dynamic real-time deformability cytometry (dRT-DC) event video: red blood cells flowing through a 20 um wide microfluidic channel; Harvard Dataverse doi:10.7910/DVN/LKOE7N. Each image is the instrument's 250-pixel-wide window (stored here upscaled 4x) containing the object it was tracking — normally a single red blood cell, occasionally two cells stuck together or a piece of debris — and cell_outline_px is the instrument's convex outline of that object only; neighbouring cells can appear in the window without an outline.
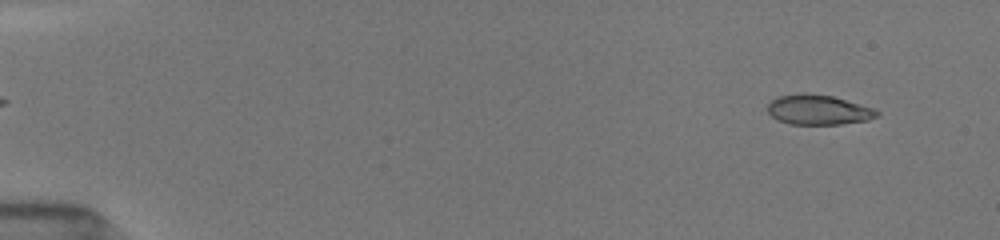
{"species": "common noctule bat (a hibernating species)", "species_latin": "Nyctalus noctula", "temperature_condition": "room temperature", "stored_images_in_passage": 14, "camera_frame_rate_fps": 3000, "um_per_image_px": 0.085, "animal": {"sex": "female", "body_mass_g": 19.5, "forearm_length_mm": 54.1}, "frame": {"image": 1, "passage_image": 1, "time_ms": 0.0, "image_size_px": [1000, 240], "cell_outline_px": [[880, 116], [868, 120], [840, 124], [788, 124], [772, 116], [768, 112], [768, 104], [772, 100], [780, 96], [832, 96], [872, 108], [880, 112]], "centroid_in_image_um": [69.62, 9.39], "position_along_channel_um": 15.4, "area_um2": 18.15}}
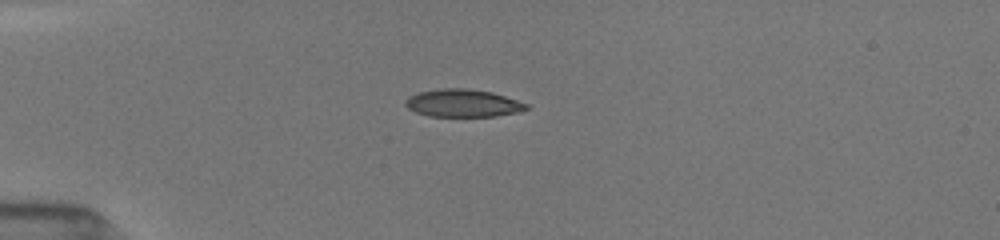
{"frame": {"image": 2, "passage_image": 7, "time_ms": 3.333, "image_size_px": [1000, 240], "cell_outline_px": [[528, 108], [520, 112], [496, 116], [428, 116], [416, 112], [408, 108], [404, 104], [404, 100], [408, 96], [420, 92], [440, 88], [468, 88], [492, 92], [528, 104]], "centroid_in_image_um": [39.32, 8.76], "position_along_channel_um": 45.7, "area_um2": 19.54}}
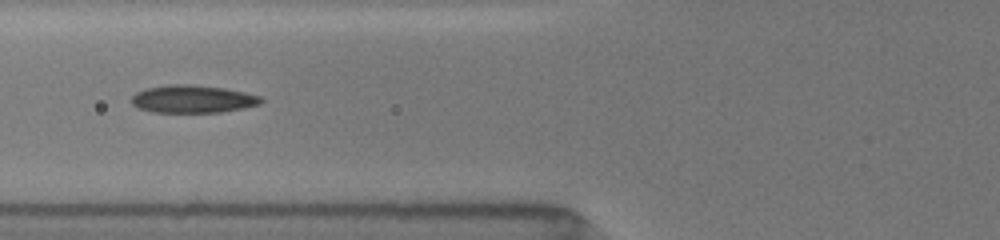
{"frame": {"image": 3, "passage_image": 12, "time_ms": 5.667, "image_size_px": [1000, 240], "cell_outline_px": [[264, 100], [260, 104], [244, 108], [220, 112], [152, 112], [136, 108], [132, 104], [132, 96], [136, 92], [144, 88], [168, 84], [192, 84], [224, 88], [244, 92], [260, 96]], "centroid_in_image_um": [16.35, 8.41], "position_along_channel_um": 109.4, "area_um2": 21.1}}